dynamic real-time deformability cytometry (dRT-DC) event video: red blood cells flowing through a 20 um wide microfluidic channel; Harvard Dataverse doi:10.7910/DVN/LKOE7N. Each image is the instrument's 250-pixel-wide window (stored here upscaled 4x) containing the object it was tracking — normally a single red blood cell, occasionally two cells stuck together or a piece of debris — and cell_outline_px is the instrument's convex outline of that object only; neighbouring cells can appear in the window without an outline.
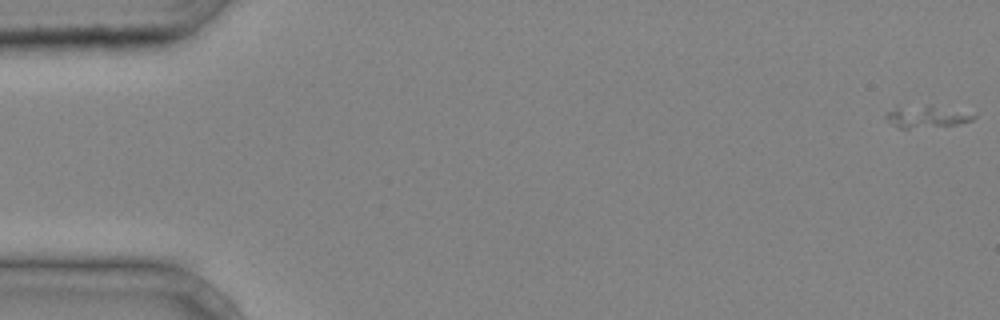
{"species": "common noctule bat (a hibernating species)", "species_latin": "Nyctalus noctula", "temperature_condition": "cold", "stored_images_in_passage": 13, "camera_frame_rate_fps": 3000, "um_per_image_px": 0.085, "animal": {"sex": "male", "body_mass_g": 20.4}, "frame": {"image": 1, "passage_image": 1, "time_ms": 0.0, "image_size_px": [1000, 320], "cell_outline_px": [[976, 116], [972, 120], [960, 124], [908, 128], [900, 128], [888, 120], [884, 116], [896, 104], [976, 112]], "centroid_in_image_um": [78.75, 9.91], "position_along_channel_um": 6.2, "area_um2": 10.92}}
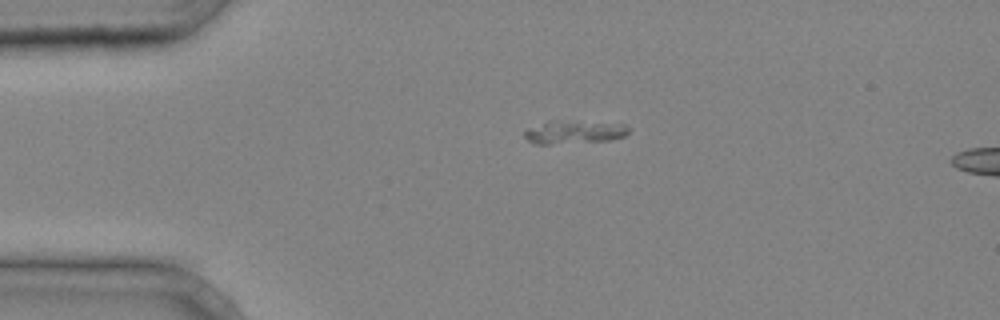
{"frame": {"image": 2, "passage_image": 10, "time_ms": 3.0, "image_size_px": [1000, 320], "cell_outline_px": [[628, 132], [624, 136], [608, 140], [548, 144], [536, 144], [528, 140], [524, 136], [524, 132], [528, 128], [544, 124], [624, 124], [628, 128]], "centroid_in_image_um": [48.8, 11.31], "position_along_channel_um": 36.2, "area_um2": 12.43}}